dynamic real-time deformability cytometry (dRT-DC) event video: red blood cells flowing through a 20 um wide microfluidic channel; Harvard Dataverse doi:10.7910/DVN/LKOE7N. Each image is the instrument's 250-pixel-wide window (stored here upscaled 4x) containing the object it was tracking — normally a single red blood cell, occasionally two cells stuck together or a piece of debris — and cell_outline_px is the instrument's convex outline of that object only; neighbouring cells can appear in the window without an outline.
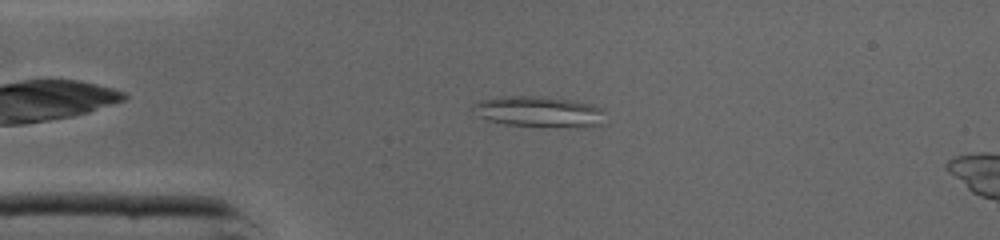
{"species": "common noctule bat (a hibernating species)", "species_latin": "Nyctalus noctula", "temperature_condition": "cold", "stored_images_in_passage": 46, "segment_of_instrument_passage": [1, 2], "camera_frame_rate_fps": 3000, "um_per_image_px": 0.085, "animal": {"sex": "male", "body_mass_g": 19.0, "forearm_length_mm": 50.8}, "frame": {"image": 1, "passage_image": 9, "time_ms": 2.667, "image_size_px": [1000, 240], "cell_outline_px": [[604, 124], [508, 124], [488, 120], [480, 116], [472, 104], [496, 96], [540, 96], [568, 100], [592, 104], [600, 108]], "centroid_in_image_um": [45.72, 9.42], "position_along_channel_um": 39.3, "area_um2": 21.96}}
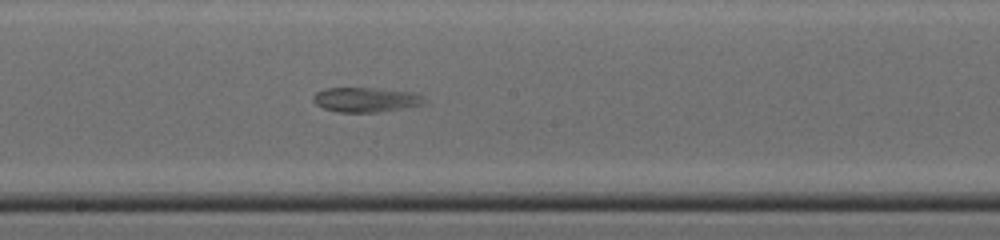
{"frame": {"image": 2, "passage_image": 23, "time_ms": 7.333, "image_size_px": [1000, 240], "cell_outline_px": [[424, 104], [404, 108], [380, 112], [336, 112], [324, 108], [316, 104], [312, 100], [312, 96], [316, 92], [328, 88], [372, 88], [412, 92], [420, 96]], "centroid_in_image_um": [31.03, 8.48], "position_along_channel_um": 217.2, "area_um2": 15.78}}
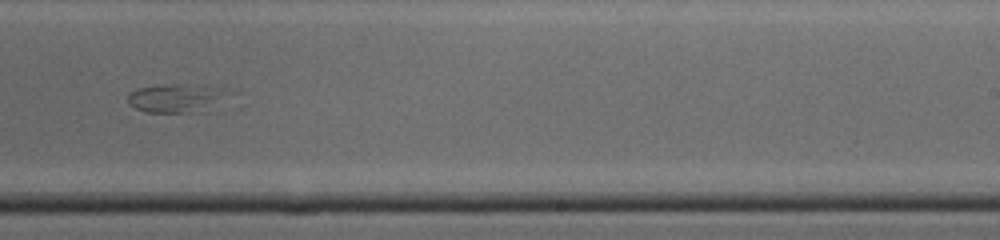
{"frame": {"image": 3, "passage_image": 27, "time_ms": 8.667, "image_size_px": [1000, 240], "cell_outline_px": [[220, 88], [208, 112], [148, 112], [136, 108], [128, 104], [128, 96], [132, 92], [140, 88]], "centroid_in_image_um": [14.72, 8.46], "position_along_channel_um": 274.3, "area_um2": 14.1}}